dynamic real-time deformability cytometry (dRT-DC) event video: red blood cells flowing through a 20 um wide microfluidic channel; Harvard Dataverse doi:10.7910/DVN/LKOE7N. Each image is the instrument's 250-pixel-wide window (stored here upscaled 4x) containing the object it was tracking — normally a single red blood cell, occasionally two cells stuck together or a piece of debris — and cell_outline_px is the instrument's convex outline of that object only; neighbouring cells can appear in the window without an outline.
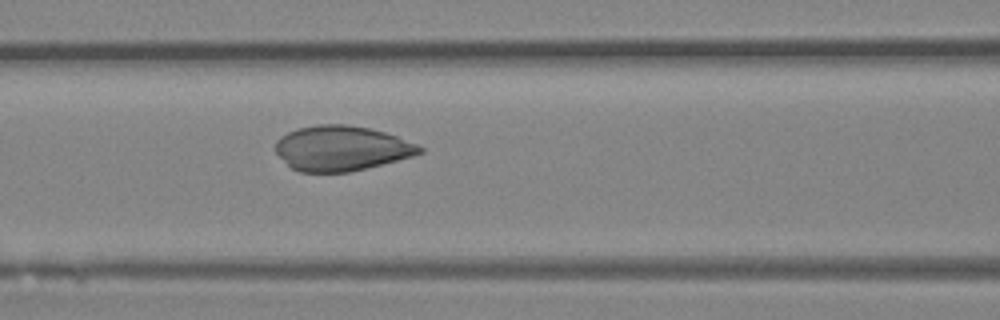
{"species": "Egyptian fruit bat (a non-hibernating species)", "species_latin": "Rousettus aegyptiacus", "temperature_condition": "room temperature", "stored_images_in_passage": 32, "camera_frame_rate_fps": 3000, "um_per_image_px": 0.085, "animal": {"sex": "female"}, "frame": {"image": 1, "passage_image": 6, "time_ms": 1.667, "image_size_px": [1000, 320], "cell_outline_px": [[424, 152], [412, 156], [348, 172], [300, 172], [292, 168], [276, 152], [276, 140], [280, 136], [296, 128], [316, 124], [348, 124], [368, 128], [384, 132], [396, 136], [416, 144], [424, 148]], "centroid_in_image_um": [29.0, 12.59], "position_along_channel_um": 137.6, "area_um2": 37.51}}
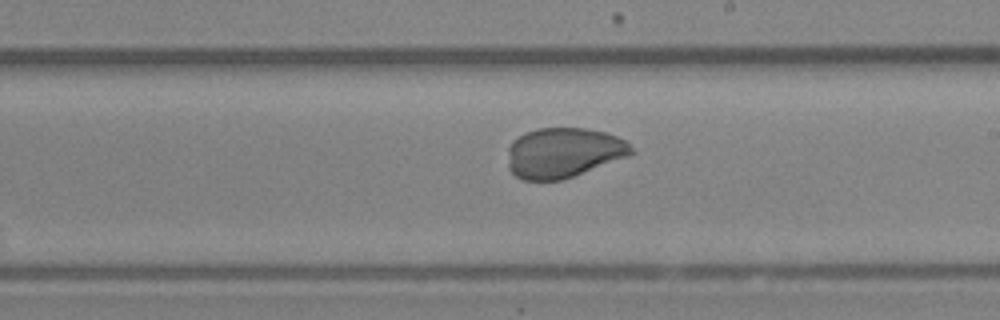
{"frame": {"image": 2, "passage_image": 13, "time_ms": 4.0, "image_size_px": [1000, 320], "cell_outline_px": [[636, 152], [628, 156], [572, 176], [560, 180], [524, 180], [516, 176], [508, 168], [508, 148], [512, 140], [528, 132], [540, 128], [584, 128], [604, 132], [616, 136], [624, 140]], "centroid_in_image_um": [47.87, 12.98], "position_along_channel_um": 241.1, "area_um2": 35.66}}
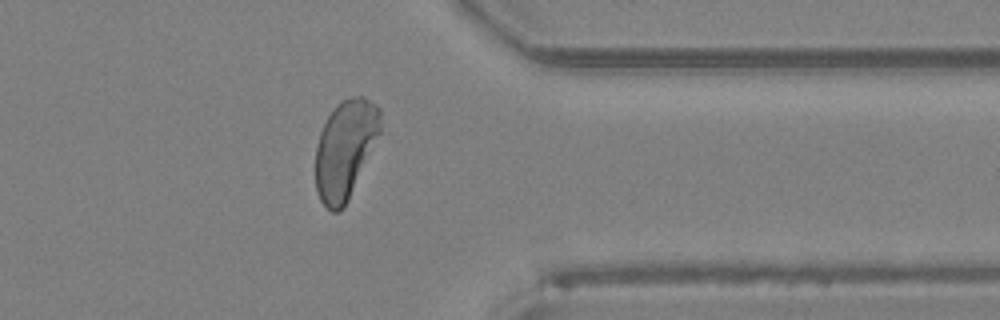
{"frame": {"image": 3, "passage_image": 23, "time_ms": 7.333, "image_size_px": [1000, 320], "cell_outline_px": [[380, 132], [348, 200], [344, 208], [340, 212], [332, 212], [320, 200], [316, 192], [316, 148], [320, 132], [328, 116], [336, 104], [352, 96], [364, 96], [380, 108]], "centroid_in_image_um": [29.33, 12.69], "position_along_channel_um": 382.1, "area_um2": 36.88}}